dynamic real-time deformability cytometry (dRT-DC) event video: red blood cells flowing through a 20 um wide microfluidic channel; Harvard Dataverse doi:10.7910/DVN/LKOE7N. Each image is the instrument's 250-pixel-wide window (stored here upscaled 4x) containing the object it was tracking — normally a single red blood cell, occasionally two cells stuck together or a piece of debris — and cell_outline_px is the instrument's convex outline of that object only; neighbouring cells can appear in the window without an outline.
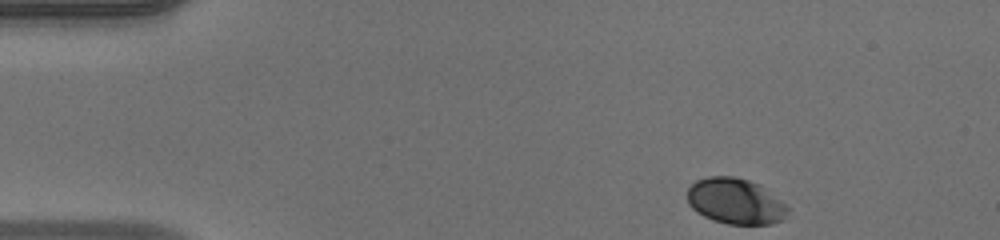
{"species": "human", "species_latin": "Homo sapiens", "temperature_condition": "warm", "stored_images_in_passage": 13, "camera_frame_rate_fps": 3000, "um_per_image_px": 0.085, "donor": {"sex": "male"}, "frame": {"image": 1, "passage_image": 1, "time_ms": 0.0, "image_size_px": [1000, 240], "cell_outline_px": [[792, 208], [784, 220], [772, 224], [728, 224], [712, 220], [696, 212], [688, 204], [688, 188], [696, 180], [708, 176], [736, 176], [760, 184], [788, 204]], "centroid_in_image_um": [62.57, 17.11], "position_along_channel_um": 22.4, "area_um2": 27.4}}
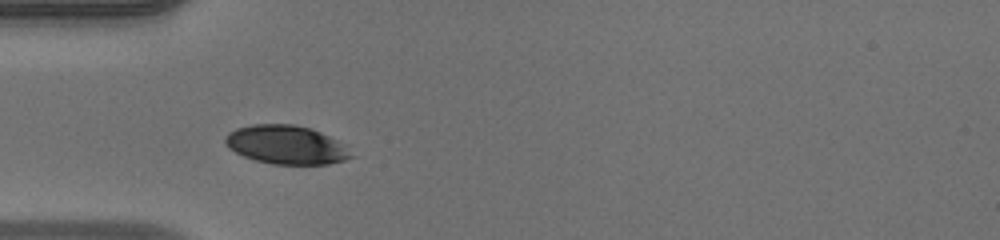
{"frame": {"image": 2, "passage_image": 10, "time_ms": 3.0, "image_size_px": [1000, 240], "cell_outline_px": [[356, 156], [344, 160], [328, 164], [272, 164], [256, 160], [244, 156], [228, 148], [224, 144], [224, 136], [228, 132], [236, 128], [252, 124], [292, 124], [308, 128], [320, 132], [336, 140]], "centroid_in_image_um": [24.28, 12.31], "position_along_channel_um": 60.7, "area_um2": 28.26}}
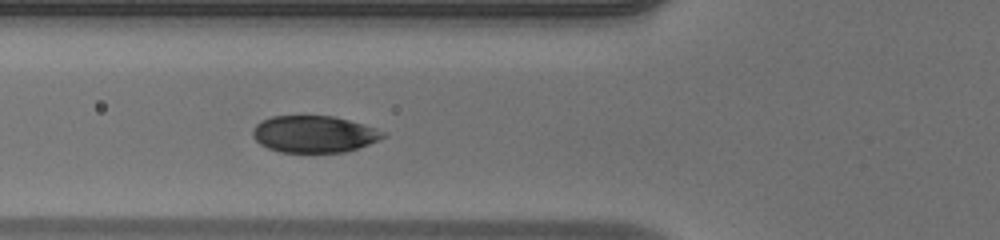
{"frame": {"image": 3, "passage_image": 13, "time_ms": 4.0, "image_size_px": [1000, 240], "cell_outline_px": [[388, 136], [368, 144], [344, 152], [280, 152], [268, 148], [260, 144], [252, 136], [252, 128], [260, 120], [272, 116], [332, 116], [364, 124], [388, 132]], "centroid_in_image_um": [26.69, 11.39], "position_along_channel_um": 99.1, "area_um2": 28.09}}